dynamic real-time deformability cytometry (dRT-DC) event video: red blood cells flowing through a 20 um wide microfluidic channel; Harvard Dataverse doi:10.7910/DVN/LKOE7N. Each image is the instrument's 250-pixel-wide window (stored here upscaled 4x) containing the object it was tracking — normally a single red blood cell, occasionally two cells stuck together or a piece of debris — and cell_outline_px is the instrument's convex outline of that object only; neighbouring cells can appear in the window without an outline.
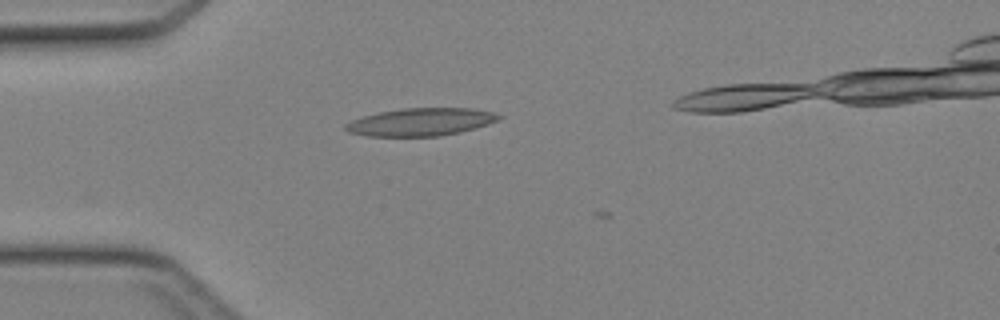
{"species": "Egyptian fruit bat (a non-hibernating species)", "species_latin": "Rousettus aegyptiacus", "temperature_condition": "cold", "stored_images_in_passage": 3, "camera_frame_rate_fps": 3000, "um_per_image_px": 0.085, "animal": {"sex": "female"}, "frame": {"image": 1, "passage_image": 1, "time_ms": 0.0, "image_size_px": [1000, 320], "cell_outline_px": [[504, 116], [488, 124], [460, 132], [440, 136], [368, 136], [348, 132], [344, 128], [344, 124], [360, 116], [380, 112], [404, 108], [472, 108], [492, 112]], "centroid_in_image_um": [35.73, 10.36], "position_along_channel_um": 49.3, "area_um2": 24.74}}